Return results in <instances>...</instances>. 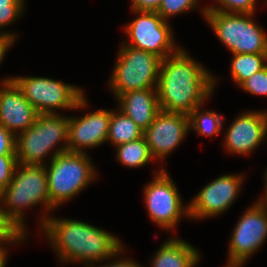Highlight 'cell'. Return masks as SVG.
<instances>
[{"label":"cell","mask_w":267,"mask_h":267,"mask_svg":"<svg viewBox=\"0 0 267 267\" xmlns=\"http://www.w3.org/2000/svg\"><path fill=\"white\" fill-rule=\"evenodd\" d=\"M94 267V266H92ZM100 267H141V265L137 264L136 262L132 261V260H128V259H121L120 261H114L113 263L110 262V264H106L104 266H100Z\"/></svg>","instance_id":"32"},{"label":"cell","mask_w":267,"mask_h":267,"mask_svg":"<svg viewBox=\"0 0 267 267\" xmlns=\"http://www.w3.org/2000/svg\"><path fill=\"white\" fill-rule=\"evenodd\" d=\"M118 111L130 117L143 131L154 121L160 111L157 88H147L123 93L117 97Z\"/></svg>","instance_id":"17"},{"label":"cell","mask_w":267,"mask_h":267,"mask_svg":"<svg viewBox=\"0 0 267 267\" xmlns=\"http://www.w3.org/2000/svg\"><path fill=\"white\" fill-rule=\"evenodd\" d=\"M162 0H132V9L137 11H157Z\"/></svg>","instance_id":"30"},{"label":"cell","mask_w":267,"mask_h":267,"mask_svg":"<svg viewBox=\"0 0 267 267\" xmlns=\"http://www.w3.org/2000/svg\"><path fill=\"white\" fill-rule=\"evenodd\" d=\"M140 15L126 26V33L131 43H127L136 49L151 52L165 59L176 53L180 48L175 47L172 31L156 11H137Z\"/></svg>","instance_id":"10"},{"label":"cell","mask_w":267,"mask_h":267,"mask_svg":"<svg viewBox=\"0 0 267 267\" xmlns=\"http://www.w3.org/2000/svg\"><path fill=\"white\" fill-rule=\"evenodd\" d=\"M112 77L110 88L115 97L147 88H157L161 58L154 53L122 45Z\"/></svg>","instance_id":"7"},{"label":"cell","mask_w":267,"mask_h":267,"mask_svg":"<svg viewBox=\"0 0 267 267\" xmlns=\"http://www.w3.org/2000/svg\"><path fill=\"white\" fill-rule=\"evenodd\" d=\"M117 147V159L130 168L144 166L152 159L148 144L144 137L130 141Z\"/></svg>","instance_id":"21"},{"label":"cell","mask_w":267,"mask_h":267,"mask_svg":"<svg viewBox=\"0 0 267 267\" xmlns=\"http://www.w3.org/2000/svg\"><path fill=\"white\" fill-rule=\"evenodd\" d=\"M188 130V114L160 110L154 121L144 130L143 137L152 157L161 160L180 144Z\"/></svg>","instance_id":"12"},{"label":"cell","mask_w":267,"mask_h":267,"mask_svg":"<svg viewBox=\"0 0 267 267\" xmlns=\"http://www.w3.org/2000/svg\"><path fill=\"white\" fill-rule=\"evenodd\" d=\"M267 135V112H244L231 124L225 138L227 151L248 154Z\"/></svg>","instance_id":"16"},{"label":"cell","mask_w":267,"mask_h":267,"mask_svg":"<svg viewBox=\"0 0 267 267\" xmlns=\"http://www.w3.org/2000/svg\"><path fill=\"white\" fill-rule=\"evenodd\" d=\"M143 133V129L122 111H111L107 140L115 146L142 138Z\"/></svg>","instance_id":"19"},{"label":"cell","mask_w":267,"mask_h":267,"mask_svg":"<svg viewBox=\"0 0 267 267\" xmlns=\"http://www.w3.org/2000/svg\"><path fill=\"white\" fill-rule=\"evenodd\" d=\"M12 80L38 114H53L57 108L77 109L87 105L79 87L45 77H13Z\"/></svg>","instance_id":"8"},{"label":"cell","mask_w":267,"mask_h":267,"mask_svg":"<svg viewBox=\"0 0 267 267\" xmlns=\"http://www.w3.org/2000/svg\"><path fill=\"white\" fill-rule=\"evenodd\" d=\"M69 117L56 113L38 114L34 124L16 135V158L19 164L44 165V157L60 141L68 150Z\"/></svg>","instance_id":"5"},{"label":"cell","mask_w":267,"mask_h":267,"mask_svg":"<svg viewBox=\"0 0 267 267\" xmlns=\"http://www.w3.org/2000/svg\"><path fill=\"white\" fill-rule=\"evenodd\" d=\"M201 106L196 107L189 116V128L195 129L199 134L205 136L216 135L222 128L223 117L215 112L203 111L200 113Z\"/></svg>","instance_id":"22"},{"label":"cell","mask_w":267,"mask_h":267,"mask_svg":"<svg viewBox=\"0 0 267 267\" xmlns=\"http://www.w3.org/2000/svg\"><path fill=\"white\" fill-rule=\"evenodd\" d=\"M242 175H223L203 189L188 205L189 217H213L227 210L240 191Z\"/></svg>","instance_id":"13"},{"label":"cell","mask_w":267,"mask_h":267,"mask_svg":"<svg viewBox=\"0 0 267 267\" xmlns=\"http://www.w3.org/2000/svg\"><path fill=\"white\" fill-rule=\"evenodd\" d=\"M233 232L226 267H241L267 237V202L260 199L250 207L240 217Z\"/></svg>","instance_id":"9"},{"label":"cell","mask_w":267,"mask_h":267,"mask_svg":"<svg viewBox=\"0 0 267 267\" xmlns=\"http://www.w3.org/2000/svg\"><path fill=\"white\" fill-rule=\"evenodd\" d=\"M110 118L111 111L102 109L80 118L69 117L67 151L82 153L85 148L103 144L108 138Z\"/></svg>","instance_id":"15"},{"label":"cell","mask_w":267,"mask_h":267,"mask_svg":"<svg viewBox=\"0 0 267 267\" xmlns=\"http://www.w3.org/2000/svg\"><path fill=\"white\" fill-rule=\"evenodd\" d=\"M145 202L151 220L164 229L174 228L182 214L189 216L184 208L175 183L164 169L145 188Z\"/></svg>","instance_id":"11"},{"label":"cell","mask_w":267,"mask_h":267,"mask_svg":"<svg viewBox=\"0 0 267 267\" xmlns=\"http://www.w3.org/2000/svg\"><path fill=\"white\" fill-rule=\"evenodd\" d=\"M44 217L42 229L63 262L81 261L92 267V262L114 258L123 250L117 237L100 228L75 219Z\"/></svg>","instance_id":"2"},{"label":"cell","mask_w":267,"mask_h":267,"mask_svg":"<svg viewBox=\"0 0 267 267\" xmlns=\"http://www.w3.org/2000/svg\"><path fill=\"white\" fill-rule=\"evenodd\" d=\"M15 37V34L0 32V63L5 56L9 46H11L15 41Z\"/></svg>","instance_id":"31"},{"label":"cell","mask_w":267,"mask_h":267,"mask_svg":"<svg viewBox=\"0 0 267 267\" xmlns=\"http://www.w3.org/2000/svg\"><path fill=\"white\" fill-rule=\"evenodd\" d=\"M17 164L16 155H0V193L12 180Z\"/></svg>","instance_id":"28"},{"label":"cell","mask_w":267,"mask_h":267,"mask_svg":"<svg viewBox=\"0 0 267 267\" xmlns=\"http://www.w3.org/2000/svg\"><path fill=\"white\" fill-rule=\"evenodd\" d=\"M175 238L161 245L152 260L153 267H194L198 263L199 252L192 245Z\"/></svg>","instance_id":"18"},{"label":"cell","mask_w":267,"mask_h":267,"mask_svg":"<svg viewBox=\"0 0 267 267\" xmlns=\"http://www.w3.org/2000/svg\"><path fill=\"white\" fill-rule=\"evenodd\" d=\"M12 79L2 81L4 86L0 89V125L15 135L18 130L24 132L32 126L38 112Z\"/></svg>","instance_id":"14"},{"label":"cell","mask_w":267,"mask_h":267,"mask_svg":"<svg viewBox=\"0 0 267 267\" xmlns=\"http://www.w3.org/2000/svg\"><path fill=\"white\" fill-rule=\"evenodd\" d=\"M265 178H266V185H265V192H266V195H265V198H262L264 201L267 202V172L265 173Z\"/></svg>","instance_id":"34"},{"label":"cell","mask_w":267,"mask_h":267,"mask_svg":"<svg viewBox=\"0 0 267 267\" xmlns=\"http://www.w3.org/2000/svg\"><path fill=\"white\" fill-rule=\"evenodd\" d=\"M197 5V0H162L158 14L167 21L170 16L193 9Z\"/></svg>","instance_id":"25"},{"label":"cell","mask_w":267,"mask_h":267,"mask_svg":"<svg viewBox=\"0 0 267 267\" xmlns=\"http://www.w3.org/2000/svg\"><path fill=\"white\" fill-rule=\"evenodd\" d=\"M216 80L183 48L161 60L157 95L160 110L190 114L214 90Z\"/></svg>","instance_id":"1"},{"label":"cell","mask_w":267,"mask_h":267,"mask_svg":"<svg viewBox=\"0 0 267 267\" xmlns=\"http://www.w3.org/2000/svg\"><path fill=\"white\" fill-rule=\"evenodd\" d=\"M0 155H16V135L0 125Z\"/></svg>","instance_id":"29"},{"label":"cell","mask_w":267,"mask_h":267,"mask_svg":"<svg viewBox=\"0 0 267 267\" xmlns=\"http://www.w3.org/2000/svg\"><path fill=\"white\" fill-rule=\"evenodd\" d=\"M202 11L219 40L233 54L267 53V36L252 20L253 14L223 13L206 8Z\"/></svg>","instance_id":"6"},{"label":"cell","mask_w":267,"mask_h":267,"mask_svg":"<svg viewBox=\"0 0 267 267\" xmlns=\"http://www.w3.org/2000/svg\"><path fill=\"white\" fill-rule=\"evenodd\" d=\"M246 92L254 95H267V66L254 73L246 79L241 85Z\"/></svg>","instance_id":"27"},{"label":"cell","mask_w":267,"mask_h":267,"mask_svg":"<svg viewBox=\"0 0 267 267\" xmlns=\"http://www.w3.org/2000/svg\"><path fill=\"white\" fill-rule=\"evenodd\" d=\"M89 158L85 152H64L63 145L55 151L46 167L51 208L73 198L92 181L96 174Z\"/></svg>","instance_id":"4"},{"label":"cell","mask_w":267,"mask_h":267,"mask_svg":"<svg viewBox=\"0 0 267 267\" xmlns=\"http://www.w3.org/2000/svg\"><path fill=\"white\" fill-rule=\"evenodd\" d=\"M24 0H0V28L12 23L23 11Z\"/></svg>","instance_id":"26"},{"label":"cell","mask_w":267,"mask_h":267,"mask_svg":"<svg viewBox=\"0 0 267 267\" xmlns=\"http://www.w3.org/2000/svg\"><path fill=\"white\" fill-rule=\"evenodd\" d=\"M26 234L22 233L20 229L9 219L3 207H0V245L1 243H13L24 241Z\"/></svg>","instance_id":"24"},{"label":"cell","mask_w":267,"mask_h":267,"mask_svg":"<svg viewBox=\"0 0 267 267\" xmlns=\"http://www.w3.org/2000/svg\"><path fill=\"white\" fill-rule=\"evenodd\" d=\"M18 171V169H20ZM2 199V200H1ZM4 201L5 213L9 219L25 234L23 221L24 208L43 204L51 210L46 167L44 165L17 164L14 176L7 187L0 193Z\"/></svg>","instance_id":"3"},{"label":"cell","mask_w":267,"mask_h":267,"mask_svg":"<svg viewBox=\"0 0 267 267\" xmlns=\"http://www.w3.org/2000/svg\"><path fill=\"white\" fill-rule=\"evenodd\" d=\"M256 0H217L219 7H205L206 10H216L223 13L254 14ZM221 6V7H220Z\"/></svg>","instance_id":"23"},{"label":"cell","mask_w":267,"mask_h":267,"mask_svg":"<svg viewBox=\"0 0 267 267\" xmlns=\"http://www.w3.org/2000/svg\"><path fill=\"white\" fill-rule=\"evenodd\" d=\"M6 249L1 245L0 246V267H5L6 264Z\"/></svg>","instance_id":"33"},{"label":"cell","mask_w":267,"mask_h":267,"mask_svg":"<svg viewBox=\"0 0 267 267\" xmlns=\"http://www.w3.org/2000/svg\"><path fill=\"white\" fill-rule=\"evenodd\" d=\"M267 53H238L233 54L231 75L235 83L240 86L254 73L267 66Z\"/></svg>","instance_id":"20"}]
</instances>
